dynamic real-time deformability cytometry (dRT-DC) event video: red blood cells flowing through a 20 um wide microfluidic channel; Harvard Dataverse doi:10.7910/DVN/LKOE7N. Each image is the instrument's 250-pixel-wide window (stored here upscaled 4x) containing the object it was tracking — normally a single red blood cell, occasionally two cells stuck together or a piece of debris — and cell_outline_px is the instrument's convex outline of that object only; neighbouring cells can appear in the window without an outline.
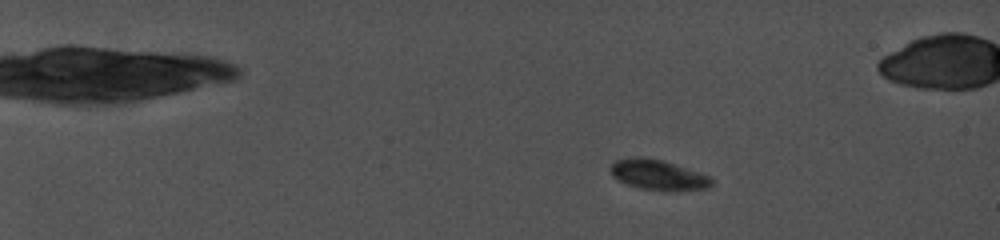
{"species": "common noctule bat (a hibernating species)", "species_latin": "Nyctalus noctula", "temperature_condition": "cold", "stored_images_in_passage": 76, "camera_frame_rate_fps": 5000, "um_per_image_px": 0.085, "animal": {"sex": "female", "body_mass_g": 19.0, "forearm_length_mm": 56.7}, "frame": {"image": 1, "passage_image": 18, "time_ms": 4.6, "image_size_px": [1000, 240], "cell_outline_px": [[712, 184], [700, 188], [644, 188], [620, 180], [612, 172], [612, 164], [616, 160], [632, 156], [644, 156], [664, 160], [708, 176], [712, 180]], "centroid_in_image_um": [55.89, 14.77], "position_along_channel_um": 29.1, "area_um2": 16.42}}
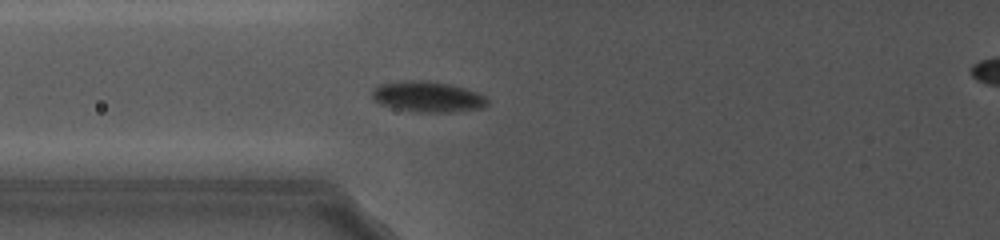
{"frame": {"image": 2, "passage_image": 45, "time_ms": 10.8, "image_size_px": [1000, 240], "cell_outline_px": [[488, 100], [480, 108], [448, 112], [416, 112], [396, 108], [380, 104], [372, 96], [372, 92], [380, 84], [412, 80], [420, 80], [448, 84], [464, 88], [476, 92], [484, 96]], "centroid_in_image_um": [36.33, 8.22], "position_along_channel_um": 89.5, "area_um2": 20.0}}
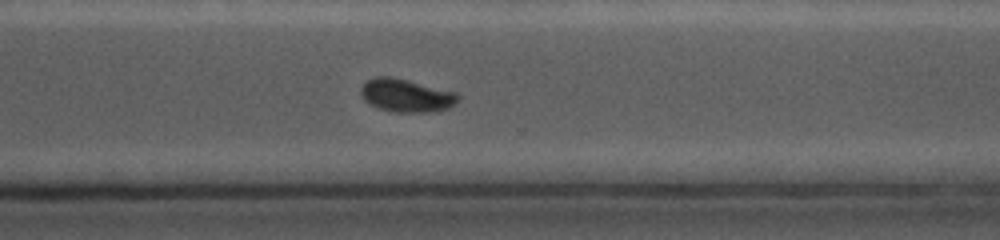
{"frame": {"image": 3, "passage_image": 69, "time_ms": 17.2, "image_size_px": [1000, 240], "cell_outline_px": [[460, 100], [448, 108], [436, 112], [396, 112], [380, 108], [368, 104], [360, 96], [360, 88], [368, 80], [376, 76], [392, 76], [456, 92], [460, 96]], "centroid_in_image_um": [34.53, 8.11], "position_along_channel_um": 336.1, "area_um2": 18.9}}